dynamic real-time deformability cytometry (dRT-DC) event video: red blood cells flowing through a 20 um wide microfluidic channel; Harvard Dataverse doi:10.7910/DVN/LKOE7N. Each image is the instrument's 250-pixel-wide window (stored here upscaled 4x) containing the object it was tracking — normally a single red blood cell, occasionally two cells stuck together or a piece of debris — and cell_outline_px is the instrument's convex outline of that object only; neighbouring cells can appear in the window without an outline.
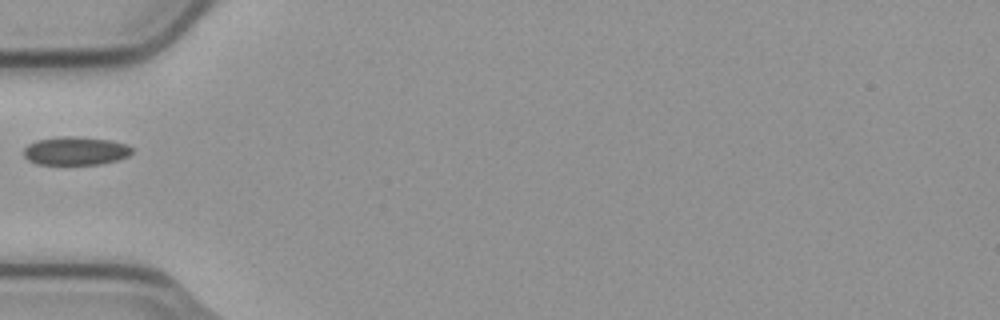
{"species": "common noctule bat (a hibernating species)", "species_latin": "Nyctalus noctula", "temperature_condition": "cold", "stored_images_in_passage": 23, "camera_frame_rate_fps": 3000, "um_per_image_px": 0.085, "animal": {"sex": "male", "body_mass_g": 23.1, "forearm_length_mm": 52.7}, "frame": {"image": 1, "passage_image": 1, "time_ms": 0.0, "image_size_px": [1000, 320], "cell_outline_px": [[132, 152], [128, 156], [116, 160], [100, 164], [36, 164], [28, 160], [24, 156], [24, 148], [28, 144], [36, 140], [64, 136], [76, 136], [112, 140], [128, 144], [132, 148]], "centroid_in_image_um": [6.43, 12.81], "position_along_channel_um": 78.6, "area_um2": 17.98}}
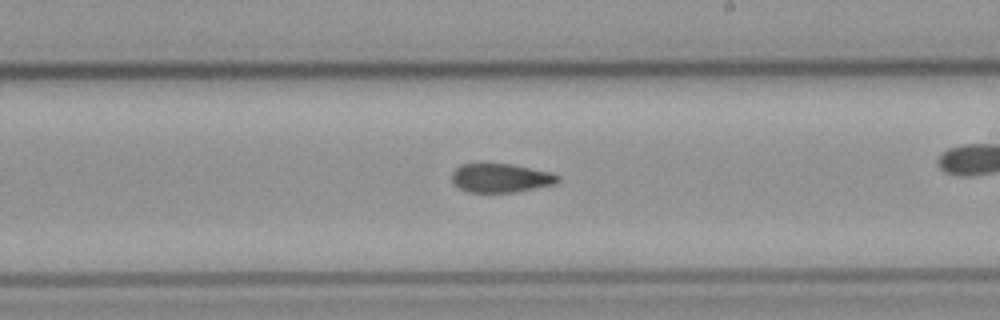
{"frame": {"image": 2, "passage_image": 11, "time_ms": 3.333, "image_size_px": [1000, 320], "cell_outline_px": [[560, 180], [556, 184], [512, 192], [468, 192], [460, 188], [452, 180], [452, 172], [460, 164], [480, 160], [512, 164], [552, 172], [560, 176]], "centroid_in_image_um": [42.54, 15.07], "position_along_channel_um": 246.5, "area_um2": 18.5}}
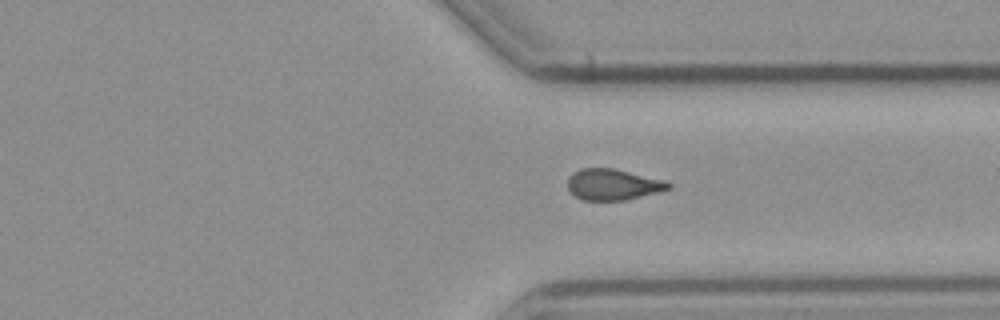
{"frame": {"image": 3, "passage_image": 20, "time_ms": 6.333, "image_size_px": [1000, 320], "cell_outline_px": [[672, 188], [624, 200], [584, 200], [576, 196], [568, 188], [568, 176], [572, 172], [580, 168], [612, 168], [664, 180], [672, 184]], "centroid_in_image_um": [52.07, 15.67], "position_along_channel_um": 359.3, "area_um2": 18.03}}